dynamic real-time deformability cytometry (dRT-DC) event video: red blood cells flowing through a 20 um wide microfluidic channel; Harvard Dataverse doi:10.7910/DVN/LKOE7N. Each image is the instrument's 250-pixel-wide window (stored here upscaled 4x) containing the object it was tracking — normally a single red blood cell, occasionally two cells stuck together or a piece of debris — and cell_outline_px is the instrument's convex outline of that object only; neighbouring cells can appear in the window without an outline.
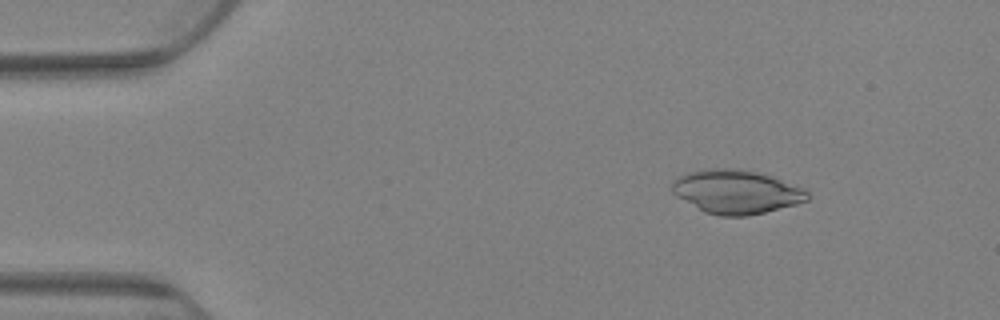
{"species": "Egyptian fruit bat (a non-hibernating species)", "species_latin": "Rousettus aegyptiacus", "temperature_condition": "warm", "stored_images_in_passage": 79, "camera_frame_rate_fps": 3000, "um_per_image_px": 0.085, "animal": {"sex": "female"}, "frame": {"image": 1, "passage_image": 11, "time_ms": 3.333, "image_size_px": [1000, 320], "cell_outline_px": [[808, 200], [796, 204], [748, 216], [720, 216], [704, 212], [676, 196], [672, 192], [672, 184], [680, 176], [688, 172], [708, 168], [724, 168], [756, 172], [772, 176], [808, 188]], "centroid_in_image_um": [62.62, 16.31], "position_along_channel_um": 22.4, "area_um2": 34.45}}
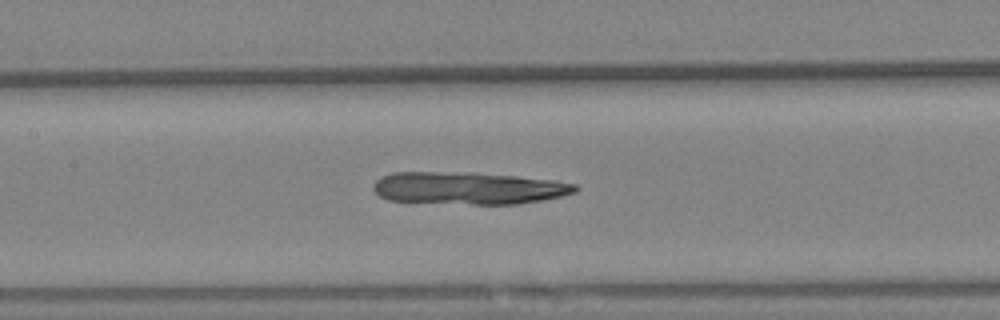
{"frame": {"image": 2, "passage_image": 38, "time_ms": 12.333, "image_size_px": [1000, 320], "cell_outline_px": [[580, 188], [576, 192], [544, 200], [516, 204], [472, 204], [388, 200], [380, 196], [372, 188], [376, 180], [380, 176], [392, 172], [468, 172], [516, 176], [552, 180], [576, 184]], "centroid_in_image_um": [39.82, 15.98], "position_along_channel_um": 167.6, "area_um2": 38.09}}
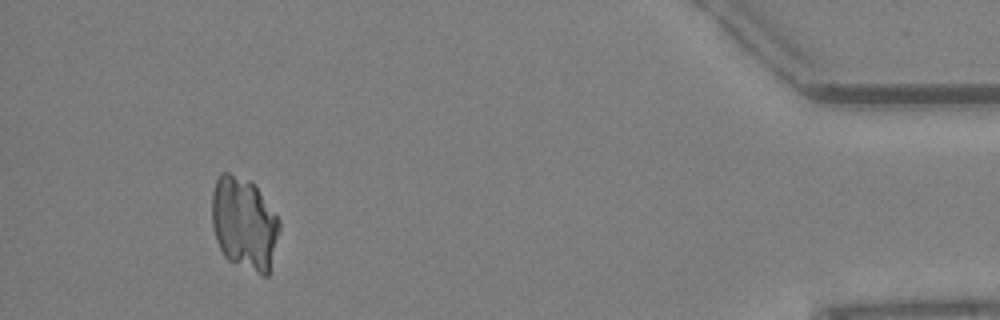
{"frame": {"image": 3, "passage_image": 74, "time_ms": 24.333, "image_size_px": [1000, 320], "cell_outline_px": [[280, 228], [268, 276], [260, 276], [228, 260], [224, 256], [216, 240], [212, 228], [212, 192], [216, 180], [220, 172], [228, 172], [248, 180], [256, 188], [280, 220]], "centroid_in_image_um": [20.73, 19.03], "position_along_channel_um": 414.5, "area_um2": 36.47}}